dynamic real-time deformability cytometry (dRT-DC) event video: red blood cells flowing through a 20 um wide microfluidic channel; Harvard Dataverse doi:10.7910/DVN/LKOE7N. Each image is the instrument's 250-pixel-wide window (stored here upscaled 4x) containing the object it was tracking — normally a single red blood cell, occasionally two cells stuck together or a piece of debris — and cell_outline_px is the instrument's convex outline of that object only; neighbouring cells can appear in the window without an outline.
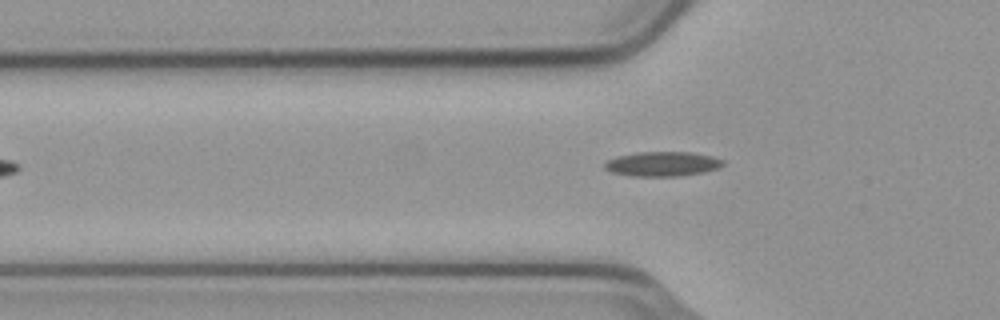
{"species": "common noctule bat (a hibernating species)", "species_latin": "Nyctalus noctula", "temperature_condition": "cold", "stored_images_in_passage": 37, "camera_frame_rate_fps": 3000, "um_per_image_px": 0.085, "animal": {"sex": "male", "body_mass_g": 23.1, "forearm_length_mm": 52.7}, "frame": {"image": 1, "passage_image": 7, "time_ms": 2.0, "image_size_px": [1000, 320], "cell_outline_px": [[724, 164], [720, 168], [704, 172], [680, 176], [632, 176], [612, 172], [604, 168], [604, 164], [608, 160], [616, 156], [640, 152], [692, 152], [712, 156], [724, 160]], "centroid_in_image_um": [56.34, 13.93], "position_along_channel_um": 69.5, "area_um2": 17.05}}
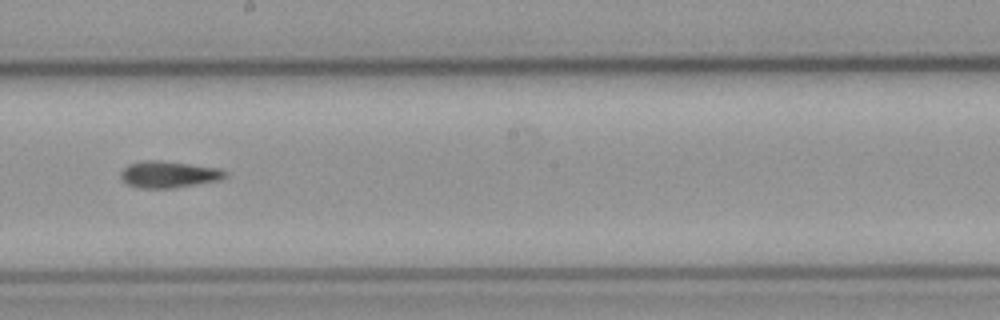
{"frame": {"image": 2, "passage_image": 20, "time_ms": 6.333, "image_size_px": [1000, 320], "cell_outline_px": [[228, 176], [220, 180], [172, 188], [140, 188], [128, 184], [120, 176], [120, 172], [128, 164], [144, 160], [160, 160], [216, 168], [228, 172]], "centroid_in_image_um": [14.33, 14.82], "position_along_channel_um": 233.9, "area_um2": 16.07}}
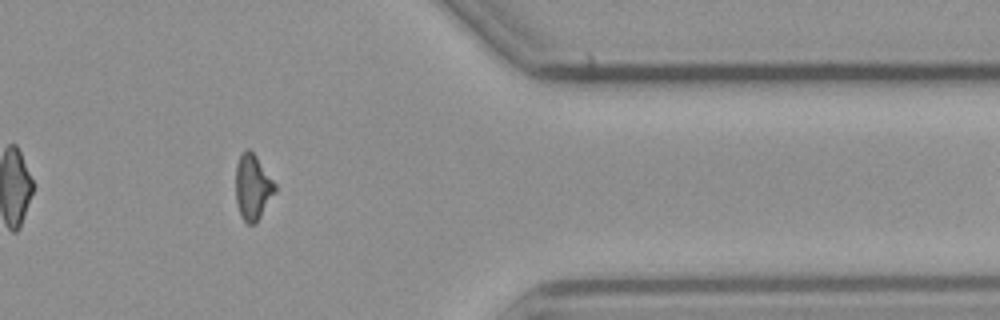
{"frame": {"image": 3, "passage_image": 34, "time_ms": 11.0, "image_size_px": [1000, 320], "cell_outline_px": [[276, 192], [256, 224], [248, 224], [240, 216], [236, 200], [236, 164], [244, 148], [248, 148], [256, 156], [276, 184]], "centroid_in_image_um": [21.48, 15.92], "position_along_channel_um": 389.9, "area_um2": 15.09}}